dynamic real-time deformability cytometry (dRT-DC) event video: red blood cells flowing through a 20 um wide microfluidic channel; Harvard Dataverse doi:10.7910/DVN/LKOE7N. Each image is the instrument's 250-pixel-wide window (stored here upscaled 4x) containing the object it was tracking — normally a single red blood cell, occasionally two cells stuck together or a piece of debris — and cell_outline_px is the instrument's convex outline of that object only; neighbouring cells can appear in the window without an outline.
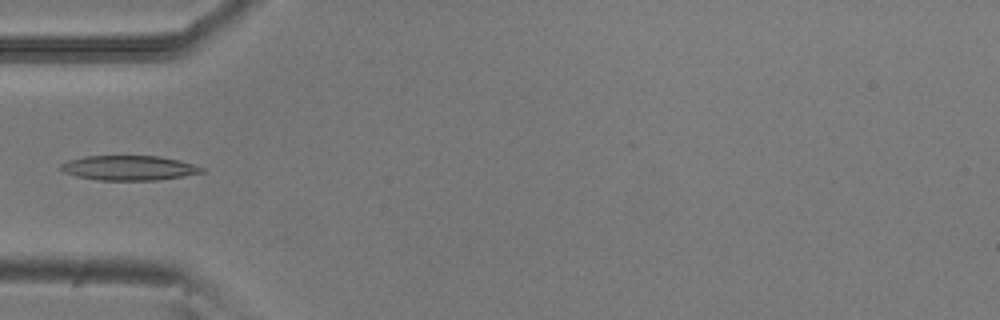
{"species": "common noctule bat (a hibernating species)", "species_latin": "Nyctalus noctula", "temperature_condition": "room temperature", "stored_images_in_passage": 6, "camera_frame_rate_fps": 3000, "um_per_image_px": 0.085, "animal": {"sex": "male", "body_mass_g": 20.5, "forearm_length_mm": 52.5}, "frame": {"image": 1, "passage_image": 4, "time_ms": 1.0, "image_size_px": [1000, 320], "cell_outline_px": [[208, 172], [184, 176], [156, 180], [100, 180], [76, 176], [64, 172], [60, 168], [60, 164], [68, 160], [84, 156], [160, 156], [180, 160], [204, 168]], "centroid_in_image_um": [10.99, 14.27], "position_along_channel_um": 74.0, "area_um2": 20.4}}
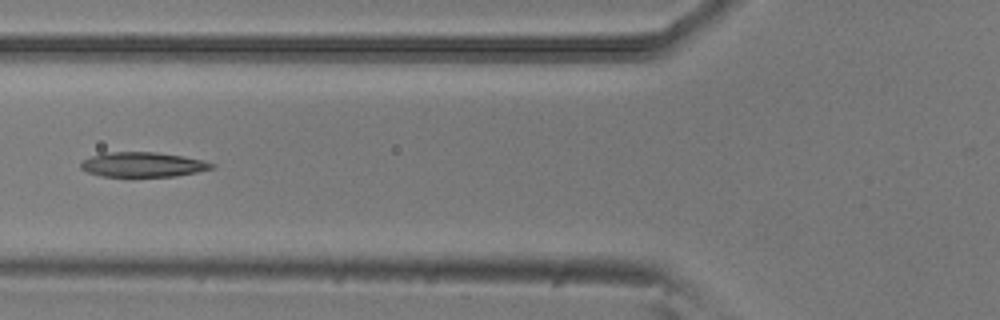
{"frame": {"image": 2, "passage_image": 5, "time_ms": 1.333, "image_size_px": [1000, 320], "cell_outline_px": [[216, 168], [176, 176], [100, 176], [88, 172], [80, 168], [80, 164], [84, 160], [92, 156], [104, 152], [156, 152], [204, 160], [216, 164]], "centroid_in_image_um": [12.17, 13.99], "position_along_channel_um": 113.6, "area_um2": 18.84}}
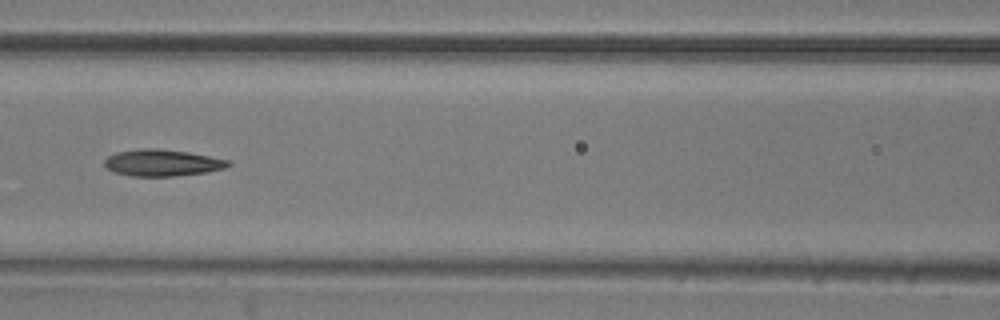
{"frame": {"image": 3, "passage_image": 6, "time_ms": 1.667, "image_size_px": [1000, 320], "cell_outline_px": [[232, 164], [224, 168], [208, 172], [172, 176], [132, 176], [116, 172], [108, 168], [104, 164], [104, 160], [108, 156], [116, 152], [144, 148], [156, 148], [188, 152], [228, 160]], "centroid_in_image_um": [13.79, 13.83], "position_along_channel_um": 152.8, "area_um2": 19.02}}